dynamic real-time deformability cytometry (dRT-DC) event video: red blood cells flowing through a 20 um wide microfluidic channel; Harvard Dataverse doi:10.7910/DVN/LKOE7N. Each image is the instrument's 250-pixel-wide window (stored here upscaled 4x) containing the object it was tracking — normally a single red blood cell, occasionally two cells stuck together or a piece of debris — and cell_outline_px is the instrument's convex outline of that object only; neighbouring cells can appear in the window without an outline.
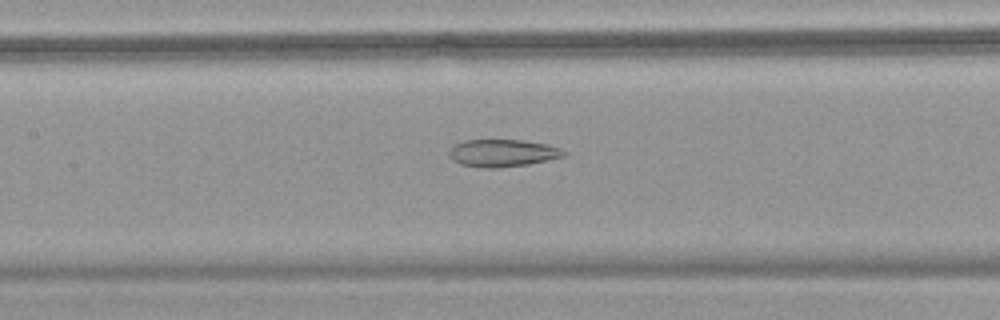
{"species": "common noctule bat (a hibernating species)", "species_latin": "Nyctalus noctula", "temperature_condition": "warm", "stored_images_in_passage": 32, "camera_frame_rate_fps": 3000, "um_per_image_px": 0.085, "animal": {"sex": "female", "body_mass_g": 18.4}, "frame": {"image": 1, "passage_image": 14, "time_ms": 4.333, "image_size_px": [1000, 320], "cell_outline_px": [[568, 152], [564, 156], [548, 160], [528, 164], [496, 168], [480, 168], [460, 164], [452, 160], [448, 156], [448, 152], [456, 144], [464, 140], [524, 140], [548, 144], [560, 148]], "centroid_in_image_um": [42.72, 13.01], "position_along_channel_um": 164.7, "area_um2": 18.44}}
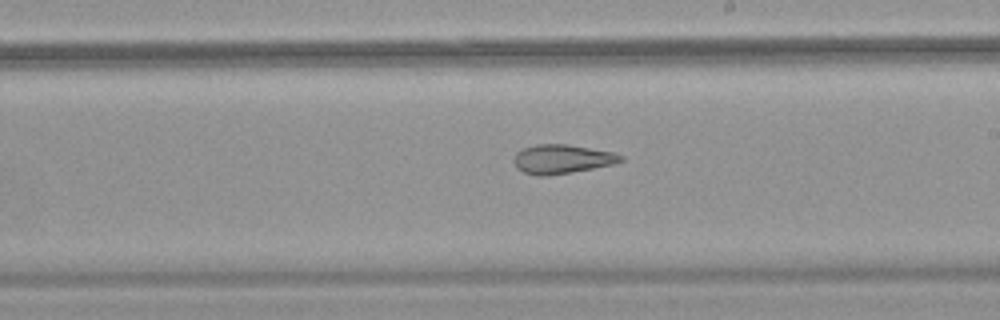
{"frame": {"image": 2, "passage_image": 20, "time_ms": 6.333, "image_size_px": [1000, 320], "cell_outline_px": [[624, 160], [612, 164], [572, 172], [548, 176], [536, 176], [524, 172], [516, 168], [512, 160], [516, 152], [524, 148], [536, 144], [568, 144], [612, 152], [624, 156]], "centroid_in_image_um": [47.72, 13.52], "position_along_channel_um": 241.3, "area_um2": 18.15}}
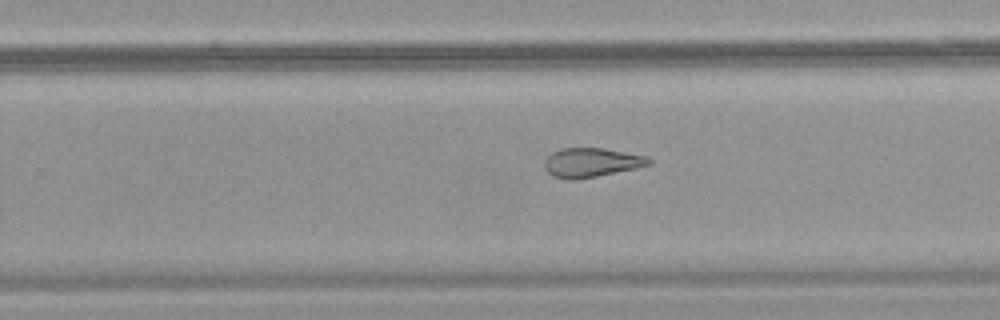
{"frame": {"image": 3, "passage_image": 23, "time_ms": 7.333, "image_size_px": [1000, 320], "cell_outline_px": [[652, 164], [636, 168], [576, 180], [568, 180], [552, 176], [544, 168], [544, 160], [552, 152], [560, 148], [604, 148], [648, 156], [652, 160]], "centroid_in_image_um": [50.26, 13.81], "position_along_channel_um": 279.5, "area_um2": 17.92}}